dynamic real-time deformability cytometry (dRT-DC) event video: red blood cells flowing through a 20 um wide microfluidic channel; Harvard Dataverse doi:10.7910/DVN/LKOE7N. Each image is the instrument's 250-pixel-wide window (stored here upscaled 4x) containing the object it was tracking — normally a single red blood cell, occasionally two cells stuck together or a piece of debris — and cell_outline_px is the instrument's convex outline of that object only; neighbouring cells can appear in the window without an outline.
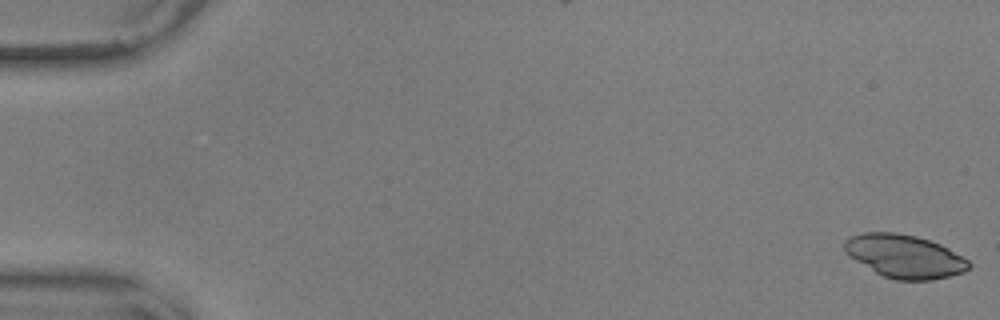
{"species": "common noctule bat (a hibernating species)", "species_latin": "Nyctalus noctula", "temperature_condition": "warm", "stored_images_in_passage": 55, "camera_frame_rate_fps": 3000, "um_per_image_px": 0.085, "animal": {"sex": "male", "body_mass_g": 17.9, "forearm_length_mm": 54.2}, "frame": {"image": 1, "passage_image": 1, "time_ms": 0.0, "image_size_px": [1000, 320], "cell_outline_px": [[972, 264], [964, 272], [932, 280], [896, 280], [884, 276], [876, 272], [848, 256], [844, 252], [844, 240], [848, 236], [864, 232], [896, 232], [916, 236], [940, 244], [948, 248], [968, 260]], "centroid_in_image_um": [76.85, 21.77], "position_along_channel_um": 8.1, "area_um2": 31.33}}